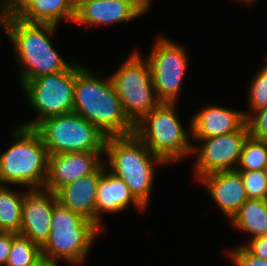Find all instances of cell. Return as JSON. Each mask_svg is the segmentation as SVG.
Masks as SVG:
<instances>
[{
    "label": "cell",
    "mask_w": 267,
    "mask_h": 266,
    "mask_svg": "<svg viewBox=\"0 0 267 266\" xmlns=\"http://www.w3.org/2000/svg\"><path fill=\"white\" fill-rule=\"evenodd\" d=\"M92 73L81 65L75 66L73 112L95 125L106 137L134 133L135 125L124 112L111 76L105 80Z\"/></svg>",
    "instance_id": "6da1fadb"
},
{
    "label": "cell",
    "mask_w": 267,
    "mask_h": 266,
    "mask_svg": "<svg viewBox=\"0 0 267 266\" xmlns=\"http://www.w3.org/2000/svg\"><path fill=\"white\" fill-rule=\"evenodd\" d=\"M0 24L22 66L21 86L39 76L62 72L72 64L60 57L49 39L48 35L54 33L56 25L25 22L14 14L0 16Z\"/></svg>",
    "instance_id": "7a4b0ae2"
},
{
    "label": "cell",
    "mask_w": 267,
    "mask_h": 266,
    "mask_svg": "<svg viewBox=\"0 0 267 266\" xmlns=\"http://www.w3.org/2000/svg\"><path fill=\"white\" fill-rule=\"evenodd\" d=\"M104 153L110 171L122 179L134 198L146 209L149 203L155 164H166L155 156L135 134L107 137Z\"/></svg>",
    "instance_id": "3957f363"
},
{
    "label": "cell",
    "mask_w": 267,
    "mask_h": 266,
    "mask_svg": "<svg viewBox=\"0 0 267 266\" xmlns=\"http://www.w3.org/2000/svg\"><path fill=\"white\" fill-rule=\"evenodd\" d=\"M100 231L102 229L96 223L57 202L53 207L51 232L41 247L45 265L58 266V258L78 265Z\"/></svg>",
    "instance_id": "277c9868"
},
{
    "label": "cell",
    "mask_w": 267,
    "mask_h": 266,
    "mask_svg": "<svg viewBox=\"0 0 267 266\" xmlns=\"http://www.w3.org/2000/svg\"><path fill=\"white\" fill-rule=\"evenodd\" d=\"M17 142L0 154V185H25L43 189L47 178L49 154L34 128L20 126L12 135Z\"/></svg>",
    "instance_id": "5b68a950"
},
{
    "label": "cell",
    "mask_w": 267,
    "mask_h": 266,
    "mask_svg": "<svg viewBox=\"0 0 267 266\" xmlns=\"http://www.w3.org/2000/svg\"><path fill=\"white\" fill-rule=\"evenodd\" d=\"M176 103L160 102L135 125L134 133L166 164L192 154L193 145L175 113Z\"/></svg>",
    "instance_id": "8992f818"
},
{
    "label": "cell",
    "mask_w": 267,
    "mask_h": 266,
    "mask_svg": "<svg viewBox=\"0 0 267 266\" xmlns=\"http://www.w3.org/2000/svg\"><path fill=\"white\" fill-rule=\"evenodd\" d=\"M49 155L69 152H104L106 136L75 112L47 118L34 128Z\"/></svg>",
    "instance_id": "52a82bcc"
},
{
    "label": "cell",
    "mask_w": 267,
    "mask_h": 266,
    "mask_svg": "<svg viewBox=\"0 0 267 266\" xmlns=\"http://www.w3.org/2000/svg\"><path fill=\"white\" fill-rule=\"evenodd\" d=\"M111 79L124 112L134 125L160 103L156 97L149 63L138 52L132 53L112 74Z\"/></svg>",
    "instance_id": "ba28073f"
},
{
    "label": "cell",
    "mask_w": 267,
    "mask_h": 266,
    "mask_svg": "<svg viewBox=\"0 0 267 266\" xmlns=\"http://www.w3.org/2000/svg\"><path fill=\"white\" fill-rule=\"evenodd\" d=\"M75 66L72 63L62 72L39 76L22 86L29 106L37 111L39 117L20 126L35 128L47 118L73 112Z\"/></svg>",
    "instance_id": "9c48e42d"
},
{
    "label": "cell",
    "mask_w": 267,
    "mask_h": 266,
    "mask_svg": "<svg viewBox=\"0 0 267 266\" xmlns=\"http://www.w3.org/2000/svg\"><path fill=\"white\" fill-rule=\"evenodd\" d=\"M152 52L146 58L160 102L176 103L187 69V53L183 46L165 37H158Z\"/></svg>",
    "instance_id": "30bf717a"
},
{
    "label": "cell",
    "mask_w": 267,
    "mask_h": 266,
    "mask_svg": "<svg viewBox=\"0 0 267 266\" xmlns=\"http://www.w3.org/2000/svg\"><path fill=\"white\" fill-rule=\"evenodd\" d=\"M249 135L245 122L232 133L201 139L204 143L201 148L193 146L192 150V154L198 152L194 167L196 177L200 179L213 172L236 170L243 144Z\"/></svg>",
    "instance_id": "8fae6325"
},
{
    "label": "cell",
    "mask_w": 267,
    "mask_h": 266,
    "mask_svg": "<svg viewBox=\"0 0 267 266\" xmlns=\"http://www.w3.org/2000/svg\"><path fill=\"white\" fill-rule=\"evenodd\" d=\"M55 193L42 189H28L22 205V222L19 235L42 247L51 232Z\"/></svg>",
    "instance_id": "7c38bea8"
},
{
    "label": "cell",
    "mask_w": 267,
    "mask_h": 266,
    "mask_svg": "<svg viewBox=\"0 0 267 266\" xmlns=\"http://www.w3.org/2000/svg\"><path fill=\"white\" fill-rule=\"evenodd\" d=\"M104 152H69L49 155L44 189L55 193L63 185L95 173L105 161Z\"/></svg>",
    "instance_id": "4fadbf2b"
},
{
    "label": "cell",
    "mask_w": 267,
    "mask_h": 266,
    "mask_svg": "<svg viewBox=\"0 0 267 266\" xmlns=\"http://www.w3.org/2000/svg\"><path fill=\"white\" fill-rule=\"evenodd\" d=\"M199 180L206 185L223 214L230 219L248 199L241 174L236 170L213 172Z\"/></svg>",
    "instance_id": "5bb4252c"
},
{
    "label": "cell",
    "mask_w": 267,
    "mask_h": 266,
    "mask_svg": "<svg viewBox=\"0 0 267 266\" xmlns=\"http://www.w3.org/2000/svg\"><path fill=\"white\" fill-rule=\"evenodd\" d=\"M142 16L132 5L120 0H76L75 23L109 25Z\"/></svg>",
    "instance_id": "9a60e30c"
},
{
    "label": "cell",
    "mask_w": 267,
    "mask_h": 266,
    "mask_svg": "<svg viewBox=\"0 0 267 266\" xmlns=\"http://www.w3.org/2000/svg\"><path fill=\"white\" fill-rule=\"evenodd\" d=\"M245 122L242 111L208 105L192 117L189 131L193 139L199 141L237 131Z\"/></svg>",
    "instance_id": "2e32d148"
},
{
    "label": "cell",
    "mask_w": 267,
    "mask_h": 266,
    "mask_svg": "<svg viewBox=\"0 0 267 266\" xmlns=\"http://www.w3.org/2000/svg\"><path fill=\"white\" fill-rule=\"evenodd\" d=\"M101 176L102 166L95 173L63 185L55 192L57 202L96 223V191Z\"/></svg>",
    "instance_id": "e0dca14e"
},
{
    "label": "cell",
    "mask_w": 267,
    "mask_h": 266,
    "mask_svg": "<svg viewBox=\"0 0 267 266\" xmlns=\"http://www.w3.org/2000/svg\"><path fill=\"white\" fill-rule=\"evenodd\" d=\"M102 165V176L96 191V224L103 230L101 213H116L126 209L132 202L139 211L145 208L134 198L125 182Z\"/></svg>",
    "instance_id": "ac0fdd59"
},
{
    "label": "cell",
    "mask_w": 267,
    "mask_h": 266,
    "mask_svg": "<svg viewBox=\"0 0 267 266\" xmlns=\"http://www.w3.org/2000/svg\"><path fill=\"white\" fill-rule=\"evenodd\" d=\"M76 0H26L13 14L22 21L58 25L60 19L74 23Z\"/></svg>",
    "instance_id": "d6986e66"
},
{
    "label": "cell",
    "mask_w": 267,
    "mask_h": 266,
    "mask_svg": "<svg viewBox=\"0 0 267 266\" xmlns=\"http://www.w3.org/2000/svg\"><path fill=\"white\" fill-rule=\"evenodd\" d=\"M230 220L234 227L252 235L250 239L267 235V200L248 198Z\"/></svg>",
    "instance_id": "ffe728a7"
},
{
    "label": "cell",
    "mask_w": 267,
    "mask_h": 266,
    "mask_svg": "<svg viewBox=\"0 0 267 266\" xmlns=\"http://www.w3.org/2000/svg\"><path fill=\"white\" fill-rule=\"evenodd\" d=\"M0 185V231L19 233L24 194Z\"/></svg>",
    "instance_id": "44dd1931"
},
{
    "label": "cell",
    "mask_w": 267,
    "mask_h": 266,
    "mask_svg": "<svg viewBox=\"0 0 267 266\" xmlns=\"http://www.w3.org/2000/svg\"><path fill=\"white\" fill-rule=\"evenodd\" d=\"M5 266H46L41 247L30 239L17 235L12 240Z\"/></svg>",
    "instance_id": "7402d4cb"
},
{
    "label": "cell",
    "mask_w": 267,
    "mask_h": 266,
    "mask_svg": "<svg viewBox=\"0 0 267 266\" xmlns=\"http://www.w3.org/2000/svg\"><path fill=\"white\" fill-rule=\"evenodd\" d=\"M267 164V141L248 136L245 140L236 171H260Z\"/></svg>",
    "instance_id": "603a6c76"
},
{
    "label": "cell",
    "mask_w": 267,
    "mask_h": 266,
    "mask_svg": "<svg viewBox=\"0 0 267 266\" xmlns=\"http://www.w3.org/2000/svg\"><path fill=\"white\" fill-rule=\"evenodd\" d=\"M267 61V58H266ZM249 102H250V113L244 111V117L247 119L253 112L267 106V63L256 73L253 77L251 85L249 86Z\"/></svg>",
    "instance_id": "cb8c5ba5"
},
{
    "label": "cell",
    "mask_w": 267,
    "mask_h": 266,
    "mask_svg": "<svg viewBox=\"0 0 267 266\" xmlns=\"http://www.w3.org/2000/svg\"><path fill=\"white\" fill-rule=\"evenodd\" d=\"M248 198L267 200V178L263 170L238 171Z\"/></svg>",
    "instance_id": "d4e9b609"
},
{
    "label": "cell",
    "mask_w": 267,
    "mask_h": 266,
    "mask_svg": "<svg viewBox=\"0 0 267 266\" xmlns=\"http://www.w3.org/2000/svg\"><path fill=\"white\" fill-rule=\"evenodd\" d=\"M246 123L250 136L267 141V106L253 112L246 119Z\"/></svg>",
    "instance_id": "484cf974"
},
{
    "label": "cell",
    "mask_w": 267,
    "mask_h": 266,
    "mask_svg": "<svg viewBox=\"0 0 267 266\" xmlns=\"http://www.w3.org/2000/svg\"><path fill=\"white\" fill-rule=\"evenodd\" d=\"M230 257L235 266H267L265 259L251 254L243 245L230 251Z\"/></svg>",
    "instance_id": "4316f807"
},
{
    "label": "cell",
    "mask_w": 267,
    "mask_h": 266,
    "mask_svg": "<svg viewBox=\"0 0 267 266\" xmlns=\"http://www.w3.org/2000/svg\"><path fill=\"white\" fill-rule=\"evenodd\" d=\"M251 254L267 261V235L249 239V242L243 245Z\"/></svg>",
    "instance_id": "83f0119b"
},
{
    "label": "cell",
    "mask_w": 267,
    "mask_h": 266,
    "mask_svg": "<svg viewBox=\"0 0 267 266\" xmlns=\"http://www.w3.org/2000/svg\"><path fill=\"white\" fill-rule=\"evenodd\" d=\"M17 233L0 231V266H5L9 256L12 240L17 236Z\"/></svg>",
    "instance_id": "f1b7e54d"
},
{
    "label": "cell",
    "mask_w": 267,
    "mask_h": 266,
    "mask_svg": "<svg viewBox=\"0 0 267 266\" xmlns=\"http://www.w3.org/2000/svg\"><path fill=\"white\" fill-rule=\"evenodd\" d=\"M26 0H3L0 6V16L13 14Z\"/></svg>",
    "instance_id": "f546056e"
},
{
    "label": "cell",
    "mask_w": 267,
    "mask_h": 266,
    "mask_svg": "<svg viewBox=\"0 0 267 266\" xmlns=\"http://www.w3.org/2000/svg\"><path fill=\"white\" fill-rule=\"evenodd\" d=\"M132 5L141 15L150 9L151 0H120Z\"/></svg>",
    "instance_id": "4dcf8cb0"
},
{
    "label": "cell",
    "mask_w": 267,
    "mask_h": 266,
    "mask_svg": "<svg viewBox=\"0 0 267 266\" xmlns=\"http://www.w3.org/2000/svg\"><path fill=\"white\" fill-rule=\"evenodd\" d=\"M263 172H264V175H265L266 178H267V164L264 166V168H263Z\"/></svg>",
    "instance_id": "1f68e13d"
},
{
    "label": "cell",
    "mask_w": 267,
    "mask_h": 266,
    "mask_svg": "<svg viewBox=\"0 0 267 266\" xmlns=\"http://www.w3.org/2000/svg\"><path fill=\"white\" fill-rule=\"evenodd\" d=\"M238 1H241V0H238ZM242 1H245V2H247V3H252V2H254V0H242Z\"/></svg>",
    "instance_id": "d6a6232c"
}]
</instances>
